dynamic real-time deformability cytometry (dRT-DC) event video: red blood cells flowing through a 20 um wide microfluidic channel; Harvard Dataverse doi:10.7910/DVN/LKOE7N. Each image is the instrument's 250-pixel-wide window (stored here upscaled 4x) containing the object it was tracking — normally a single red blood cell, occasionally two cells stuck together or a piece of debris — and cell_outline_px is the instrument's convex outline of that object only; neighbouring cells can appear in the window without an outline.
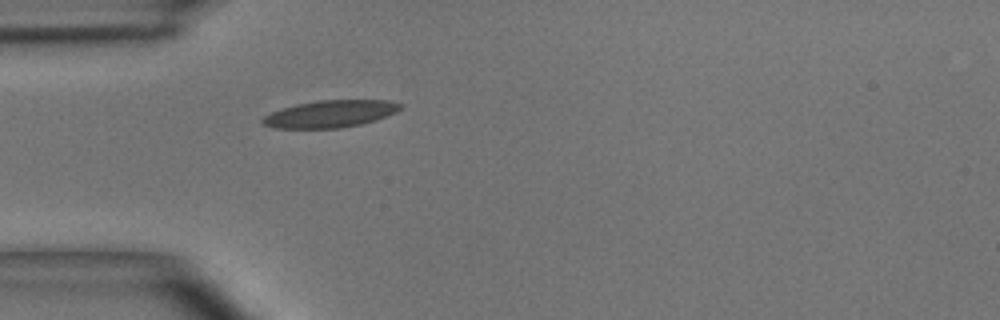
{"species": "common noctule bat (a hibernating species)", "species_latin": "Nyctalus noctula", "temperature_condition": "room temperature", "stored_images_in_passage": 4, "camera_frame_rate_fps": 3000, "um_per_image_px": 0.085, "animal": {"sex": "male", "body_mass_g": 15.6}, "frame": {"image": 1, "passage_image": 1, "time_ms": 0.0, "image_size_px": [1000, 320], "cell_outline_px": [[404, 104], [396, 112], [376, 120], [360, 124], [340, 128], [276, 128], [264, 124], [260, 120], [264, 116], [272, 112], [296, 104], [320, 100], [388, 100]], "centroid_in_image_um": [28.1, 9.67], "position_along_channel_um": 56.9, "area_um2": 21.62}}